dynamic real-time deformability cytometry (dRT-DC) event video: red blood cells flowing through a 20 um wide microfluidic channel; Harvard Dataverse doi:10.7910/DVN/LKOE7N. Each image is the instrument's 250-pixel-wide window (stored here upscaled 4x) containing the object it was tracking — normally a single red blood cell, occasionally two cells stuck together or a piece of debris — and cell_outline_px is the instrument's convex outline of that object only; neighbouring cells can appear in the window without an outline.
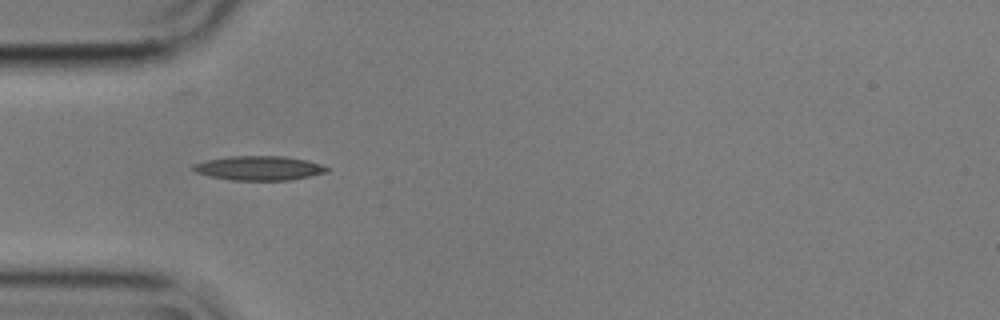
{"species": "common noctule bat (a hibernating species)", "species_latin": "Nyctalus noctula", "temperature_condition": "cold", "stored_images_in_passage": 16, "camera_frame_rate_fps": 3000, "um_per_image_px": 0.085, "animal": {"sex": "male", "body_mass_g": 17.9}, "frame": {"image": 1, "passage_image": 1, "time_ms": 0.0, "image_size_px": [1000, 320], "cell_outline_px": [[328, 172], [288, 180], [232, 180], [212, 176], [196, 172], [192, 168], [192, 164], [208, 160], [228, 156], [284, 156], [308, 160], [320, 164], [328, 168]], "centroid_in_image_um": [22.02, 14.28], "position_along_channel_um": 63.0, "area_um2": 18.73}}
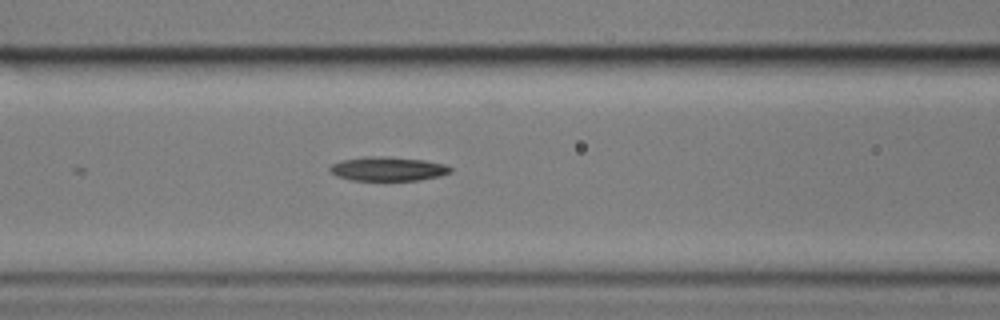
{"frame": {"image": 2, "passage_image": 7, "time_ms": 2.0, "image_size_px": [1000, 320], "cell_outline_px": [[452, 172], [440, 176], [420, 180], [352, 180], [336, 176], [328, 168], [332, 164], [344, 160], [364, 156], [384, 156], [424, 160], [444, 164], [452, 168]], "centroid_in_image_um": [32.99, 14.35], "position_along_channel_um": 133.6, "area_um2": 16.88}}
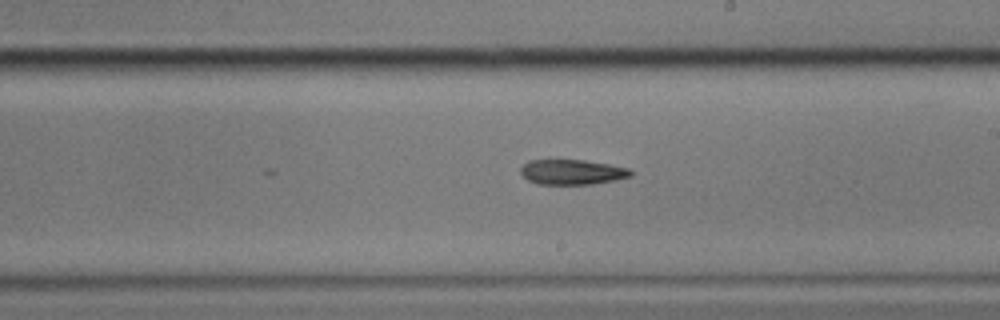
{"frame": {"image": 3, "passage_image": 16, "time_ms": 5.0, "image_size_px": [1000, 320], "cell_outline_px": [[632, 176], [616, 180], [592, 184], [536, 184], [528, 180], [520, 172], [520, 168], [528, 160], [584, 160], [608, 164], [628, 168], [632, 172]], "centroid_in_image_um": [48.62, 14.62], "position_along_channel_um": 240.4, "area_um2": 16.07}}